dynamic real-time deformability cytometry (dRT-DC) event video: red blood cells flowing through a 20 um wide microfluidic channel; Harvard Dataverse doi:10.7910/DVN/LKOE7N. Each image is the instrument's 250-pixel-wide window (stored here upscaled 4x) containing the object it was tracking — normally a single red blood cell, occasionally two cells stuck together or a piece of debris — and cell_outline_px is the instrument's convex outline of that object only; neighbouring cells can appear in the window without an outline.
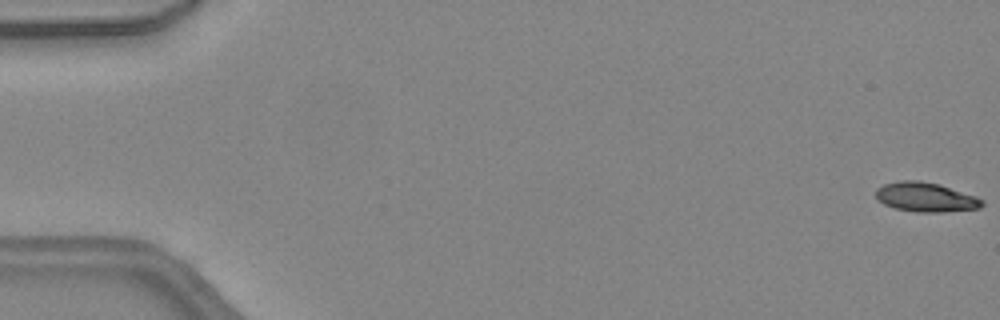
{"species": "common noctule bat (a hibernating species)", "species_latin": "Nyctalus noctula", "temperature_condition": "warm", "stored_images_in_passage": 46, "camera_frame_rate_fps": 3000, "um_per_image_px": 0.085, "animal": {"sex": "female", "body_mass_g": 24.6, "forearm_length_mm": 56.2}, "frame": {"image": 1, "passage_image": 1, "time_ms": 0.0, "image_size_px": [1000, 320], "cell_outline_px": [[984, 204], [980, 208], [944, 212], [916, 212], [896, 208], [884, 204], [876, 200], [876, 188], [884, 184], [900, 180], [920, 180], [940, 184], [976, 196], [984, 200]], "centroid_in_image_um": [78.68, 16.75], "position_along_channel_um": 6.3, "area_um2": 18.38}}
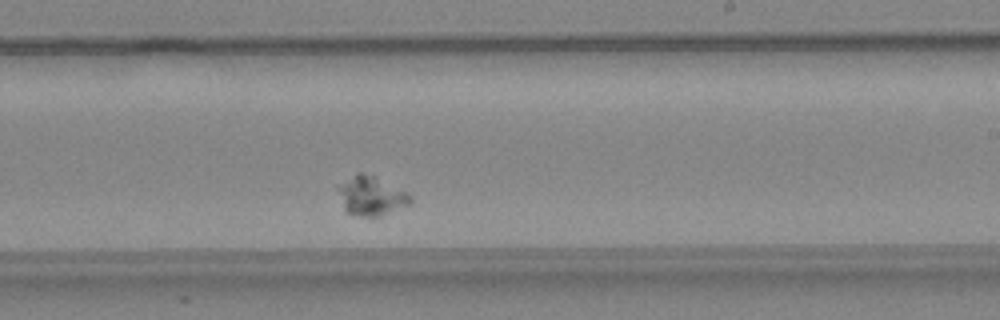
{"frame": {"image": 2, "passage_image": 31, "time_ms": 10.0, "image_size_px": [1000, 320], "cell_outline_px": [[412, 204], [380, 216], [360, 216], [348, 212], [344, 208], [336, 188], [356, 172], [360, 172], [376, 176], [408, 192], [412, 196]], "centroid_in_image_um": [31.59, 16.64], "position_along_channel_um": 257.4, "area_um2": 16.59}}
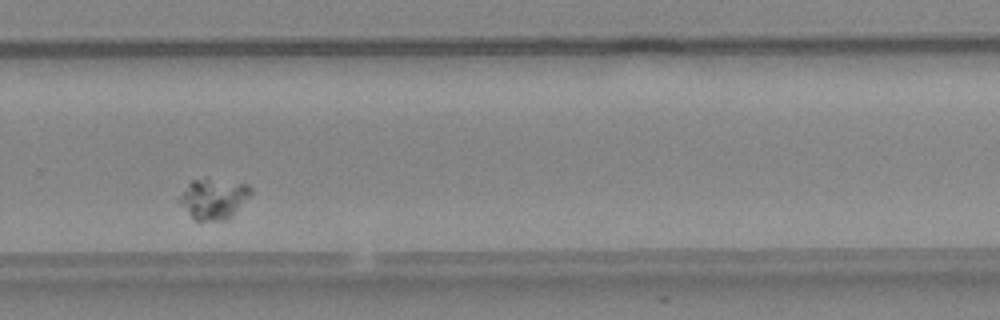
{"frame": {"image": 3, "passage_image": 35, "time_ms": 11.333, "image_size_px": [1000, 320], "cell_outline_px": [[252, 192], [224, 220], [192, 220], [176, 200], [188, 184], [192, 180], [204, 176], [248, 184], [252, 188]], "centroid_in_image_um": [18.06, 16.84], "position_along_channel_um": 311.7, "area_um2": 16.88}}